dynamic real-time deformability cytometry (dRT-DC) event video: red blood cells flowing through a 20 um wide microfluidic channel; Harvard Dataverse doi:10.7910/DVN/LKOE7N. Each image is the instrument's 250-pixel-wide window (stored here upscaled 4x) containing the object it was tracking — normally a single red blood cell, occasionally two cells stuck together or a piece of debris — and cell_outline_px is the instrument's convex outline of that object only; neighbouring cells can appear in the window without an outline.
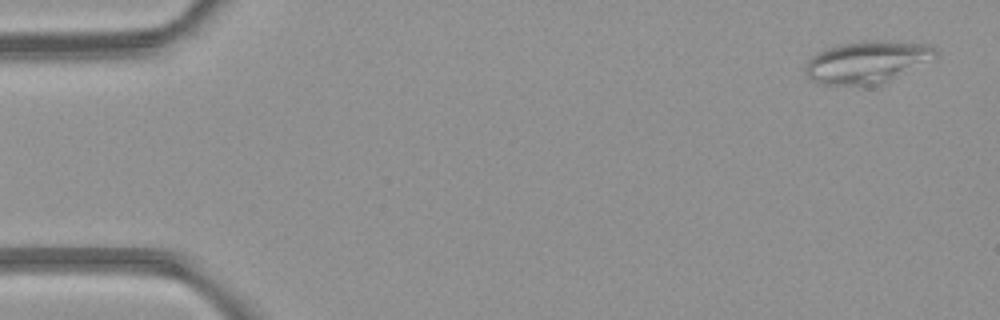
{"species": "common noctule bat (a hibernating species)", "species_latin": "Nyctalus noctula", "temperature_condition": "room temperature", "stored_images_in_passage": 7, "camera_frame_rate_fps": 3000, "um_per_image_px": 0.085, "animal": {"sex": "female", "body_mass_g": 21.9}, "frame": {"image": 1, "passage_image": 1, "time_ms": 0.0, "image_size_px": [1000, 320], "cell_outline_px": [[936, 56], [880, 84], [820, 84], [812, 80], [804, 72], [804, 68], [808, 60], [812, 56], [828, 48], [844, 44], [876, 40], [928, 44], [936, 48]], "centroid_in_image_um": [73.65, 5.26], "position_along_channel_um": 11.3, "area_um2": 30.87}}
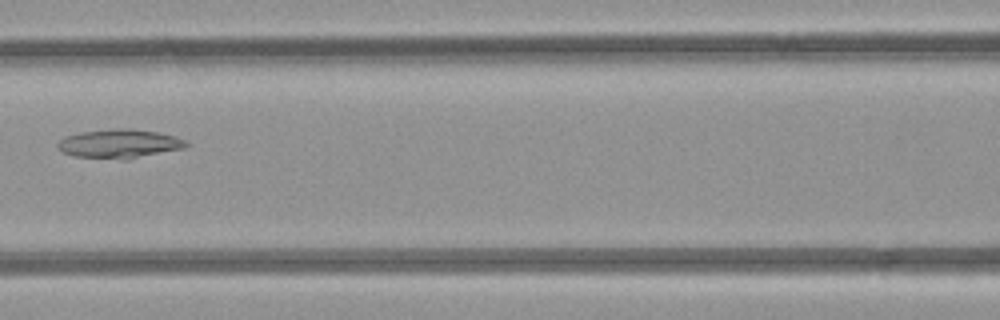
{"frame": {"image": 2, "passage_image": 7, "time_ms": 6.667, "image_size_px": [1000, 320], "cell_outline_px": [[188, 144], [184, 148], [128, 160], [124, 160], [72, 156], [64, 152], [56, 144], [64, 136], [80, 132], [120, 128], [124, 128], [156, 132], [176, 136], [184, 140]], "centroid_in_image_um": [10.14, 12.23], "position_along_channel_um": 156.5, "area_um2": 21.62}}